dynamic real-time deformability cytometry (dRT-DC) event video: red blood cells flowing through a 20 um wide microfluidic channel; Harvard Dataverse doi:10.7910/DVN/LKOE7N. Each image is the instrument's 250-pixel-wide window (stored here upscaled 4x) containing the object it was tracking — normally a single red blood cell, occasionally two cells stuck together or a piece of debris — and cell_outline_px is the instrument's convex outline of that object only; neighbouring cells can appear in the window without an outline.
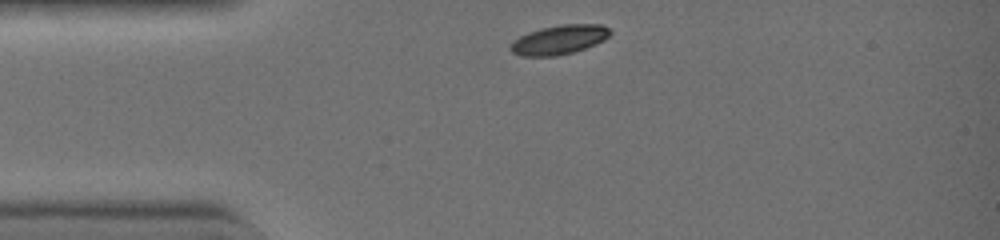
{"species": "common noctule bat (a hibernating species)", "species_latin": "Nyctalus noctula", "temperature_condition": "warm", "stored_images_in_passage": 30, "camera_frame_rate_fps": 3000, "um_per_image_px": 0.085, "animal": {"sex": "female", "body_mass_g": 19.0, "forearm_length_mm": 51.5}, "frame": {"image": 1, "passage_image": 1, "time_ms": 0.0, "image_size_px": [1000, 240], "cell_outline_px": [[612, 32], [604, 40], [596, 44], [572, 52], [556, 56], [520, 56], [512, 52], [508, 48], [520, 36], [528, 32], [540, 28], [560, 24], [600, 24], [608, 28]], "centroid_in_image_um": [47.53, 3.37], "position_along_channel_um": 37.5, "area_um2": 16.94}}
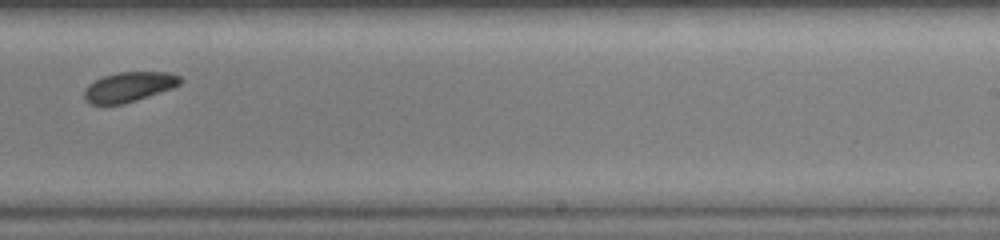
{"frame": {"image": 2, "passage_image": 19, "time_ms": 6.0, "image_size_px": [1000, 240], "cell_outline_px": [[184, 80], [180, 84], [172, 88], [124, 104], [88, 104], [84, 100], [84, 88], [88, 84], [104, 76], [120, 72], [168, 72], [180, 76]], "centroid_in_image_um": [10.95, 7.39], "position_along_channel_um": 278.1, "area_um2": 16.7}}
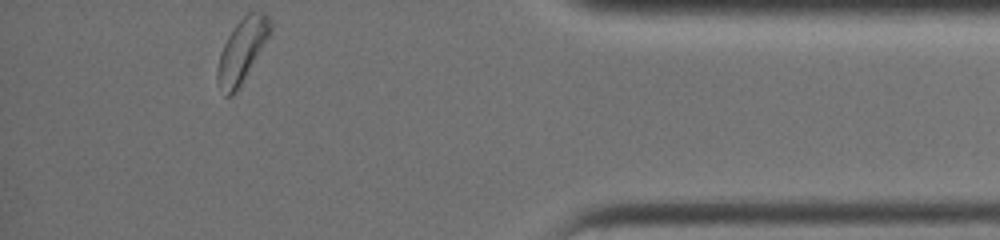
{"frame": {"image": 3, "passage_image": 30, "time_ms": 9.667, "image_size_px": [1000, 240], "cell_outline_px": [[272, 32], [236, 92], [232, 96], [224, 96], [216, 80], [216, 68], [220, 52], [232, 28], [248, 12], [264, 12], [268, 16], [272, 24]], "centroid_in_image_um": [20.56, 4.3], "position_along_channel_um": 414.6, "area_um2": 19.59}, "authors_computed_cell_mechanics": {"area_um2": 17.2244, "velocity_mm_per_s": 4.4756, "shape_relaxation_time_tau1_ms": 1.6768, "shape_relaxation_time_tau2_ms": 6.4872, "deformation_change_tau1": 0.0865, "deformation_change_tau2": 0.0876}}